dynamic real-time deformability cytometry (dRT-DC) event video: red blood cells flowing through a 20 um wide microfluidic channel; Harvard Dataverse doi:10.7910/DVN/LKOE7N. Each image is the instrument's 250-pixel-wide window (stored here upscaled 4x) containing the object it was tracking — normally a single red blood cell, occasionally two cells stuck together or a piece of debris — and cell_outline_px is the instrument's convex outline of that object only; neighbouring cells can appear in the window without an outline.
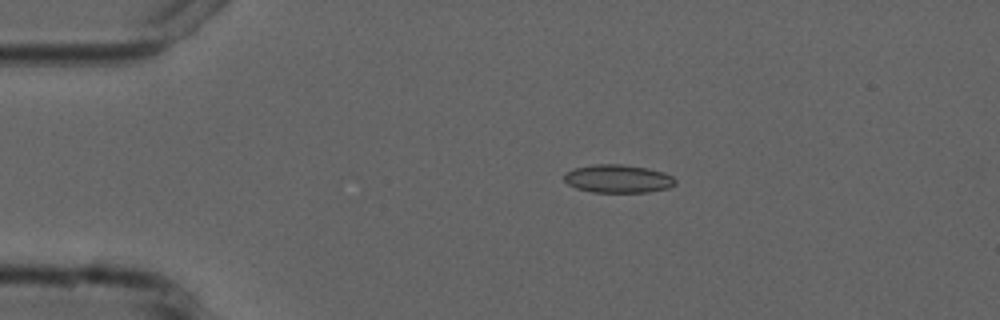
{"species": "common noctule bat (a hibernating species)", "species_latin": "Nyctalus noctula", "temperature_condition": "cold", "stored_images_in_passage": 7, "camera_frame_rate_fps": 3000, "um_per_image_px": 0.085, "animal": {"sex": "male", "forearm_length_mm": 52.5}, "frame": {"image": 1, "passage_image": 2, "time_ms": 1.333, "image_size_px": [1000, 320], "cell_outline_px": [[676, 184], [668, 188], [648, 192], [592, 192], [576, 188], [568, 184], [564, 180], [564, 176], [568, 172], [576, 168], [596, 164], [620, 164], [648, 168], [664, 172], [672, 176], [676, 180]], "centroid_in_image_um": [52.57, 15.2], "position_along_channel_um": 32.4, "area_um2": 18.15}}
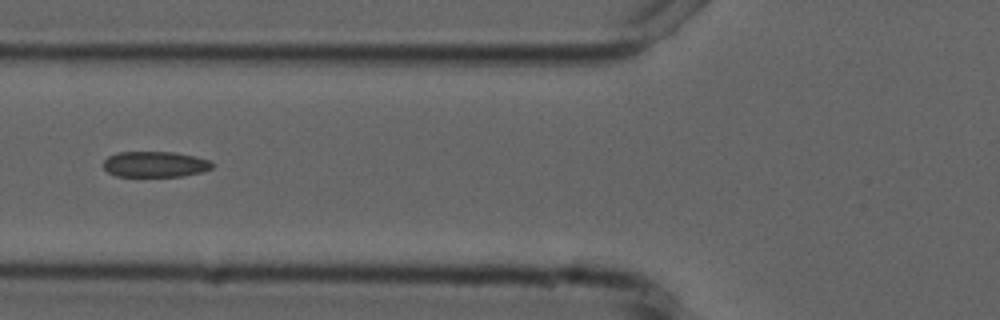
{"frame": {"image": 2, "passage_image": 5, "time_ms": 4.667, "image_size_px": [1000, 320], "cell_outline_px": [[212, 168], [204, 172], [180, 176], [116, 176], [108, 172], [104, 168], [104, 160], [108, 156], [116, 152], [176, 152], [196, 156], [212, 160]], "centroid_in_image_um": [13.21, 13.95], "position_along_channel_um": 112.6, "area_um2": 16.47}}
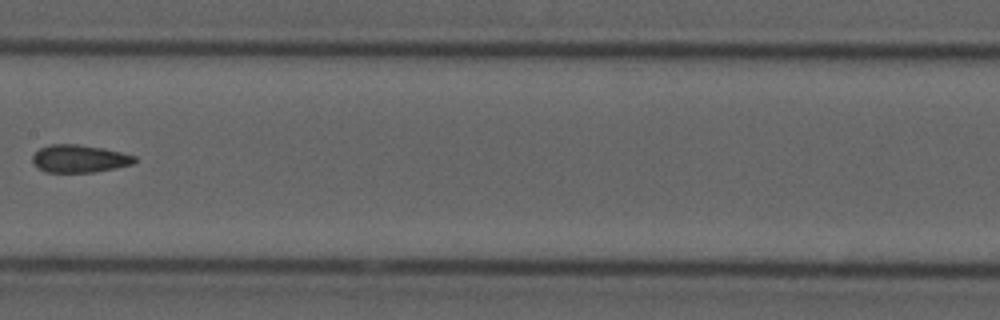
{"frame": {"image": 3, "passage_image": 7, "time_ms": 7.0, "image_size_px": [1000, 320], "cell_outline_px": [[136, 160], [132, 164], [116, 168], [92, 172], [44, 172], [32, 160], [32, 156], [40, 148], [52, 144], [76, 144], [104, 148], [136, 156]], "centroid_in_image_um": [6.76, 13.48], "position_along_channel_um": 200.6, "area_um2": 16.3}}